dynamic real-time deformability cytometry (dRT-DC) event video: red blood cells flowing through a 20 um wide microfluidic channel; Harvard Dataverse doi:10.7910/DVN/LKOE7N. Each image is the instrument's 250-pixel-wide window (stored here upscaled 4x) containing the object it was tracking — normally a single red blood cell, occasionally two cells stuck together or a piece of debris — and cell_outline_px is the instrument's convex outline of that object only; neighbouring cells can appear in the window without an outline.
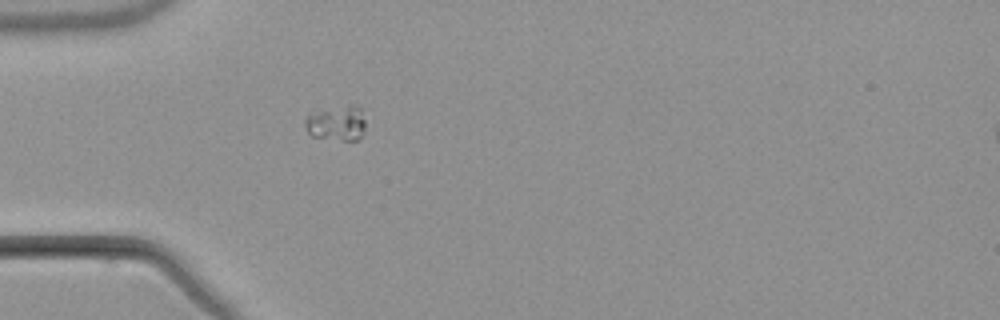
{"species": "common noctule bat (a hibernating species)", "species_latin": "Nyctalus noctula", "temperature_condition": "warm", "stored_images_in_passage": 1, "camera_frame_rate_fps": 3000, "um_per_image_px": 0.085, "animal": {"sex": "male", "body_mass_g": 21.5, "forearm_length_mm": 52.0}, "frame": {"image": 1, "passage_image": 1, "time_ms": 0.0, "image_size_px": [1000, 320], "cell_outline_px": [[364, 132], [356, 140], [344, 140], [312, 136], [308, 132], [304, 124], [304, 120], [308, 112], [316, 108], [352, 104], [356, 104], [360, 108], [364, 120]], "centroid_in_image_um": [28.55, 10.4], "position_along_channel_um": 56.5, "area_um2": 12.83}}